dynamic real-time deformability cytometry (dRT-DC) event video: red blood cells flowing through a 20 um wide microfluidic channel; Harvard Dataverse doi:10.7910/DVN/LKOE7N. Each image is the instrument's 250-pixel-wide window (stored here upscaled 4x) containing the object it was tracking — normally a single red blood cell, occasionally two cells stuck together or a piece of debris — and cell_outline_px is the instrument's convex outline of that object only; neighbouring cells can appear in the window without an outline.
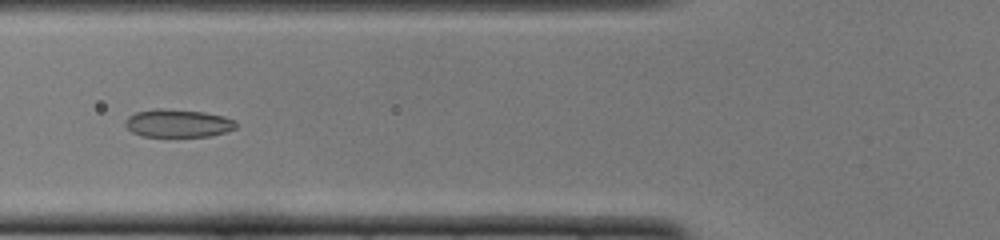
{"species": "common noctule bat (a hibernating species)", "species_latin": "Nyctalus noctula", "temperature_condition": "cold", "stored_images_in_passage": 50, "camera_frame_rate_fps": 3000, "um_per_image_px": 0.085, "animal": {"sex": "female", "body_mass_g": 22.0, "forearm_length_mm": 56.7}, "frame": {"image": 1, "passage_image": 19, "time_ms": 6.0, "image_size_px": [1000, 240], "cell_outline_px": [[236, 128], [228, 132], [212, 136], [140, 136], [132, 132], [124, 124], [124, 120], [128, 116], [136, 112], [156, 108], [164, 108], [204, 112], [224, 116], [236, 120]], "centroid_in_image_um": [15.13, 10.47], "position_along_channel_um": 110.7, "area_um2": 18.26}}
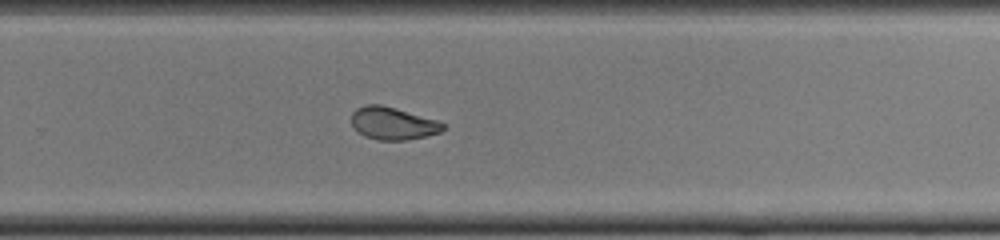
{"frame": {"image": 2, "passage_image": 33, "time_ms": 10.667, "image_size_px": [1000, 240], "cell_outline_px": [[448, 128], [440, 132], [424, 136], [404, 140], [380, 140], [364, 136], [352, 124], [352, 112], [356, 108], [364, 104], [380, 104], [396, 108], [436, 120], [444, 124]], "centroid_in_image_um": [33.39, 10.47], "position_along_channel_um": 296.4, "area_um2": 17.22}}
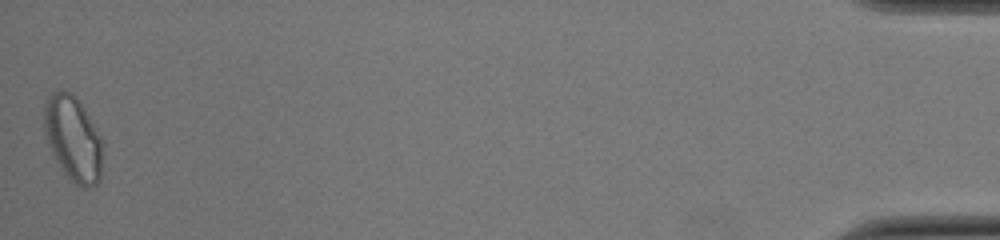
{"frame": {"image": 3, "passage_image": 50, "time_ms": 16.333, "image_size_px": [1000, 240], "cell_outline_px": [[100, 180], [96, 184], [88, 188], [80, 188], [68, 176], [56, 160], [48, 144], [44, 128], [44, 108], [48, 96], [52, 92], [72, 92], [76, 96], [100, 136]], "centroid_in_image_um": [6.18, 11.78], "position_along_channel_um": 429.0, "area_um2": 28.15}, "authors_computed_cell_mechanics": {"area_um2": 18.9584, "velocity_mm_per_s": 3.9908, "shape_relaxation_time_tau1_ms": 4.3873, "shape_relaxation_time_tau2_ms": 1.2999, "deformation_change_tau1": 0.1588, "deformation_change_tau2": 0.0702}}